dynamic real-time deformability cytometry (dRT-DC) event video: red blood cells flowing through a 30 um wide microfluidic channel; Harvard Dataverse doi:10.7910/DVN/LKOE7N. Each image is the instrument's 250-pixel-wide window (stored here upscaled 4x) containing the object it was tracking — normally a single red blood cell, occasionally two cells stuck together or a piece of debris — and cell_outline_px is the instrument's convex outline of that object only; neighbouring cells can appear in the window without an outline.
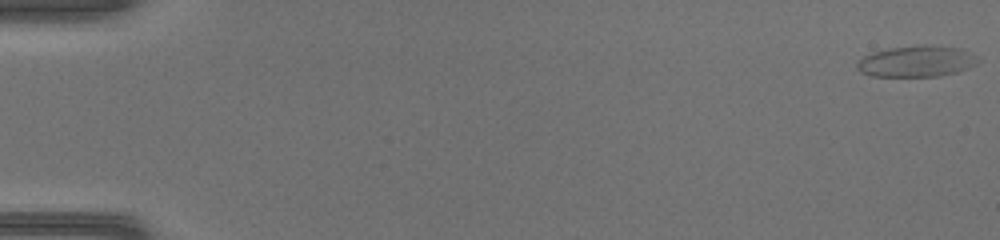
{"species": "common noctule bat (a hibernating species)", "species_latin": "Nyctalus noctula", "temperature_condition": "warm", "stored_images_in_passage": 51, "camera_frame_rate_fps": 3000, "um_per_image_px": 0.085, "animal": {"sex": "female", "body_mass_g": 17.0, "forearm_length_mm": 48.0}, "frame": {"image": 1, "passage_image": 1, "time_ms": 0.0, "image_size_px": [1000, 240], "cell_outline_px": [[980, 60], [976, 64], [968, 68], [956, 72], [940, 76], [872, 76], [860, 72], [856, 68], [856, 64], [864, 56], [872, 52], [892, 48], [924, 44], [960, 48], [976, 56]], "centroid_in_image_um": [77.91, 5.21], "position_along_channel_um": 7.1, "area_um2": 21.91}}
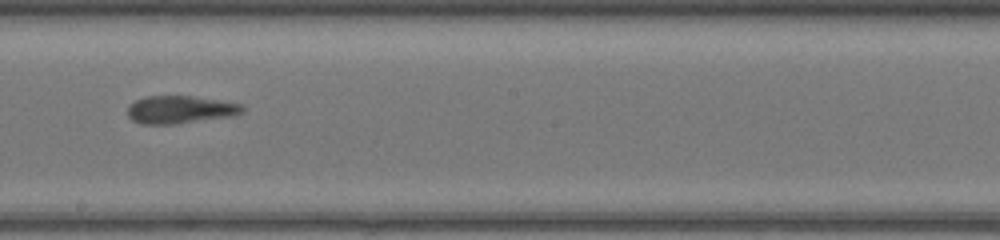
{"frame": {"image": 2, "passage_image": 30, "time_ms": 9.667, "image_size_px": [1000, 240], "cell_outline_px": [[244, 112], [236, 116], [176, 124], [140, 124], [132, 120], [128, 116], [128, 108], [136, 100], [148, 96], [192, 96], [244, 104]], "centroid_in_image_um": [15.38, 9.33], "position_along_channel_um": 232.8, "area_um2": 18.73}}
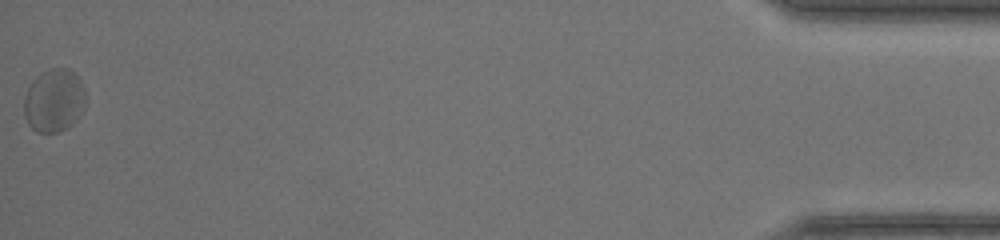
{"frame": {"image": 3, "passage_image": 51, "time_ms": 16.667, "image_size_px": [1000, 240], "cell_outline_px": [[84, 108], [76, 120], [68, 128], [56, 132], [36, 132], [28, 124], [24, 116], [24, 96], [32, 80], [36, 76], [48, 68], [68, 68], [84, 84]], "centroid_in_image_um": [4.57, 8.54], "position_along_channel_um": 430.6, "area_um2": 22.77}, "authors_computed_cell_mechanics": {"area_um2": 19.7098, "velocity_mm_per_s": 4.1963, "shape_relaxation_time_tau1_ms": 5.13, "shape_relaxation_time_tau2_ms": 1.2115, "deformation_change_tau1": 0.1538, "deformation_change_tau2": 0.074}}